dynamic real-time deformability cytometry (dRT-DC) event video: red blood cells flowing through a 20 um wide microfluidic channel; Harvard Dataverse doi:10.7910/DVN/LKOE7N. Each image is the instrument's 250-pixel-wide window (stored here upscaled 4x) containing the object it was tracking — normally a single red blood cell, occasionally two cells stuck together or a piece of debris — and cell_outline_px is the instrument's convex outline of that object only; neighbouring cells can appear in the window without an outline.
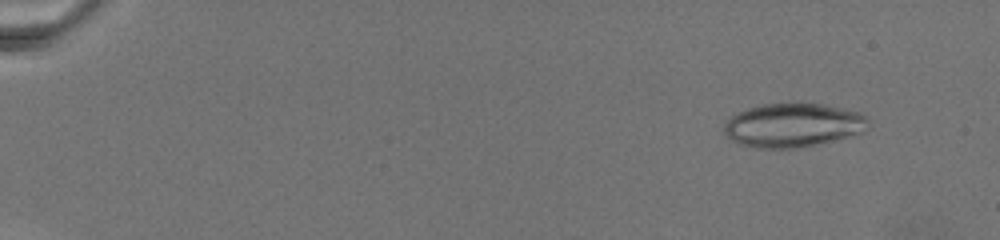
{"species": "common noctule bat (a hibernating species)", "species_latin": "Nyctalus noctula", "temperature_condition": "warm", "stored_images_in_passage": 47, "camera_frame_rate_fps": 3000, "um_per_image_px": 0.085, "animal": {"sex": "female", "body_mass_g": 19.5, "forearm_length_mm": 54.1}, "frame": {"image": 1, "passage_image": 6, "time_ms": 2.0, "image_size_px": [1000, 240], "cell_outline_px": [[868, 128], [864, 132], [796, 148], [756, 148], [740, 144], [732, 140], [724, 132], [724, 124], [736, 112], [748, 108], [764, 104], [824, 104], [856, 112], [864, 116], [868, 120]], "centroid_in_image_um": [67.36, 10.64], "position_along_channel_um": 17.6, "area_um2": 36.18}}